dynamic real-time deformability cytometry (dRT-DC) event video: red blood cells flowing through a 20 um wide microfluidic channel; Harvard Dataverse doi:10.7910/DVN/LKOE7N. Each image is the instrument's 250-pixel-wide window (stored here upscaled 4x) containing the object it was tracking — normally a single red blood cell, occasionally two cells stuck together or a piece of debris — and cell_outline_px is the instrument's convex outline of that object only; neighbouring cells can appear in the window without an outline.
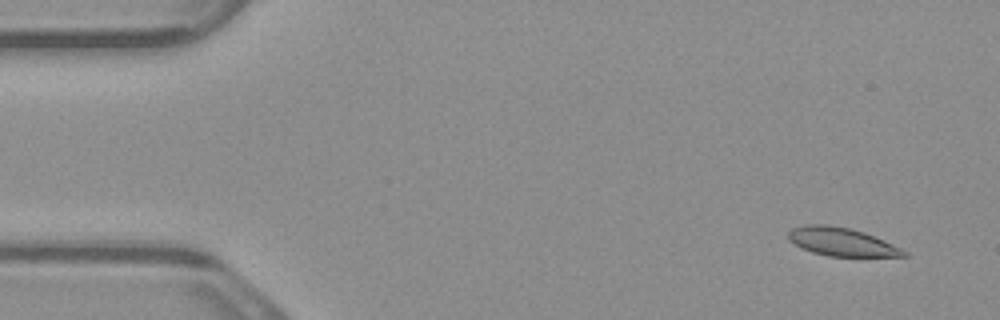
{"species": "common noctule bat (a hibernating species)", "species_latin": "Nyctalus noctula", "temperature_condition": "warm", "stored_images_in_passage": 6, "camera_frame_rate_fps": 3000, "um_per_image_px": 0.085, "animal": {"sex": "male", "body_mass_g": 23.1, "forearm_length_mm": 52.7}, "frame": {"image": 1, "passage_image": 2, "time_ms": 0.333, "image_size_px": [1000, 320], "cell_outline_px": [[908, 256], [828, 256], [812, 252], [800, 248], [788, 240], [788, 232], [792, 228], [804, 224], [828, 224], [852, 228], [864, 232], [884, 240], [908, 252]], "centroid_in_image_um": [71.49, 20.54], "position_along_channel_um": 13.5, "area_um2": 19.19}}
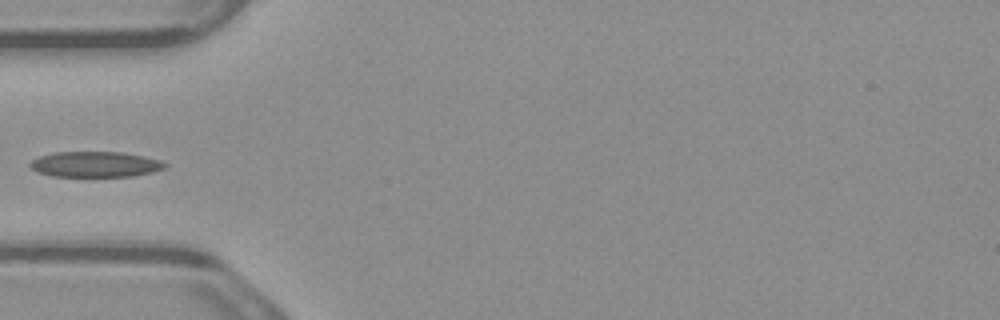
{"frame": {"image": 2, "passage_image": 5, "time_ms": 1.333, "image_size_px": [1000, 320], "cell_outline_px": [[168, 164], [164, 168], [152, 172], [132, 176], [52, 176], [40, 172], [32, 168], [28, 164], [32, 160], [40, 156], [52, 152], [124, 152], [144, 156], [160, 160]], "centroid_in_image_um": [8.11, 13.96], "position_along_channel_um": 76.9, "area_um2": 20.0}}
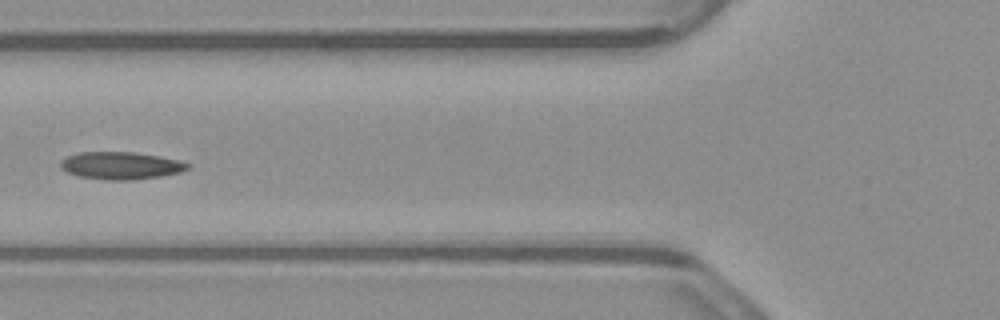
{"frame": {"image": 3, "passage_image": 6, "time_ms": 1.667, "image_size_px": [1000, 320], "cell_outline_px": [[192, 164], [188, 168], [180, 172], [160, 176], [132, 180], [108, 180], [80, 176], [68, 172], [60, 168], [60, 164], [68, 156], [80, 152], [132, 152], [160, 156]], "centroid_in_image_um": [10.29, 14.07], "position_along_channel_um": 115.5, "area_um2": 20.06}}